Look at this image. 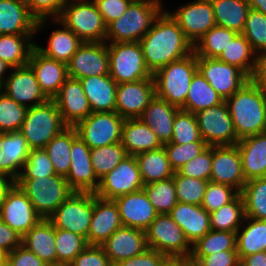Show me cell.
I'll list each match as a JSON object with an SVG mask.
<instances>
[{"label":"cell","mask_w":266,"mask_h":266,"mask_svg":"<svg viewBox=\"0 0 266 266\" xmlns=\"http://www.w3.org/2000/svg\"><path fill=\"white\" fill-rule=\"evenodd\" d=\"M139 42L145 64L152 74L193 52V45L166 10L154 20L150 30Z\"/></svg>","instance_id":"cell-1"},{"label":"cell","mask_w":266,"mask_h":266,"mask_svg":"<svg viewBox=\"0 0 266 266\" xmlns=\"http://www.w3.org/2000/svg\"><path fill=\"white\" fill-rule=\"evenodd\" d=\"M225 102L239 140L266 132V94L251 79Z\"/></svg>","instance_id":"cell-2"},{"label":"cell","mask_w":266,"mask_h":266,"mask_svg":"<svg viewBox=\"0 0 266 266\" xmlns=\"http://www.w3.org/2000/svg\"><path fill=\"white\" fill-rule=\"evenodd\" d=\"M163 9L161 0L132 1L121 17L107 25L105 41L139 42Z\"/></svg>","instance_id":"cell-3"},{"label":"cell","mask_w":266,"mask_h":266,"mask_svg":"<svg viewBox=\"0 0 266 266\" xmlns=\"http://www.w3.org/2000/svg\"><path fill=\"white\" fill-rule=\"evenodd\" d=\"M197 71V56L194 51L160 68L153 74L156 96L181 109Z\"/></svg>","instance_id":"cell-4"},{"label":"cell","mask_w":266,"mask_h":266,"mask_svg":"<svg viewBox=\"0 0 266 266\" xmlns=\"http://www.w3.org/2000/svg\"><path fill=\"white\" fill-rule=\"evenodd\" d=\"M16 184L31 201L35 211L45 219L74 192L66 178L60 175L18 178Z\"/></svg>","instance_id":"cell-5"},{"label":"cell","mask_w":266,"mask_h":266,"mask_svg":"<svg viewBox=\"0 0 266 266\" xmlns=\"http://www.w3.org/2000/svg\"><path fill=\"white\" fill-rule=\"evenodd\" d=\"M66 127L55 101L48 99L42 104L27 108L20 132L30 149H41Z\"/></svg>","instance_id":"cell-6"},{"label":"cell","mask_w":266,"mask_h":266,"mask_svg":"<svg viewBox=\"0 0 266 266\" xmlns=\"http://www.w3.org/2000/svg\"><path fill=\"white\" fill-rule=\"evenodd\" d=\"M58 20L82 42H105L107 25L93 0H69Z\"/></svg>","instance_id":"cell-7"},{"label":"cell","mask_w":266,"mask_h":266,"mask_svg":"<svg viewBox=\"0 0 266 266\" xmlns=\"http://www.w3.org/2000/svg\"><path fill=\"white\" fill-rule=\"evenodd\" d=\"M106 43L109 75L117 84L153 77L145 64L140 42Z\"/></svg>","instance_id":"cell-8"},{"label":"cell","mask_w":266,"mask_h":266,"mask_svg":"<svg viewBox=\"0 0 266 266\" xmlns=\"http://www.w3.org/2000/svg\"><path fill=\"white\" fill-rule=\"evenodd\" d=\"M145 233L148 248L165 256L190 258L192 245L168 214H158Z\"/></svg>","instance_id":"cell-9"},{"label":"cell","mask_w":266,"mask_h":266,"mask_svg":"<svg viewBox=\"0 0 266 266\" xmlns=\"http://www.w3.org/2000/svg\"><path fill=\"white\" fill-rule=\"evenodd\" d=\"M93 205L94 193L73 192L48 219L55 228L71 231L86 239Z\"/></svg>","instance_id":"cell-10"},{"label":"cell","mask_w":266,"mask_h":266,"mask_svg":"<svg viewBox=\"0 0 266 266\" xmlns=\"http://www.w3.org/2000/svg\"><path fill=\"white\" fill-rule=\"evenodd\" d=\"M124 121L116 112H92L74 127L78 137L93 149L121 142Z\"/></svg>","instance_id":"cell-11"},{"label":"cell","mask_w":266,"mask_h":266,"mask_svg":"<svg viewBox=\"0 0 266 266\" xmlns=\"http://www.w3.org/2000/svg\"><path fill=\"white\" fill-rule=\"evenodd\" d=\"M195 115L201 137L208 146H232L239 141L225 101Z\"/></svg>","instance_id":"cell-12"},{"label":"cell","mask_w":266,"mask_h":266,"mask_svg":"<svg viewBox=\"0 0 266 266\" xmlns=\"http://www.w3.org/2000/svg\"><path fill=\"white\" fill-rule=\"evenodd\" d=\"M139 165L135 155L125 157L117 167L100 179L96 196L114 200L125 194L143 189Z\"/></svg>","instance_id":"cell-13"},{"label":"cell","mask_w":266,"mask_h":266,"mask_svg":"<svg viewBox=\"0 0 266 266\" xmlns=\"http://www.w3.org/2000/svg\"><path fill=\"white\" fill-rule=\"evenodd\" d=\"M197 65L200 73L224 100L250 80L241 69L217 58L197 57Z\"/></svg>","instance_id":"cell-14"},{"label":"cell","mask_w":266,"mask_h":266,"mask_svg":"<svg viewBox=\"0 0 266 266\" xmlns=\"http://www.w3.org/2000/svg\"><path fill=\"white\" fill-rule=\"evenodd\" d=\"M183 30L186 39L194 46L216 25L210 0H196L168 12Z\"/></svg>","instance_id":"cell-15"},{"label":"cell","mask_w":266,"mask_h":266,"mask_svg":"<svg viewBox=\"0 0 266 266\" xmlns=\"http://www.w3.org/2000/svg\"><path fill=\"white\" fill-rule=\"evenodd\" d=\"M155 95L153 77L119 83L116 89V113L123 119L140 118Z\"/></svg>","instance_id":"cell-16"},{"label":"cell","mask_w":266,"mask_h":266,"mask_svg":"<svg viewBox=\"0 0 266 266\" xmlns=\"http://www.w3.org/2000/svg\"><path fill=\"white\" fill-rule=\"evenodd\" d=\"M67 73L75 79L109 74L106 41L83 42L67 63Z\"/></svg>","instance_id":"cell-17"},{"label":"cell","mask_w":266,"mask_h":266,"mask_svg":"<svg viewBox=\"0 0 266 266\" xmlns=\"http://www.w3.org/2000/svg\"><path fill=\"white\" fill-rule=\"evenodd\" d=\"M0 219L23 237L42 217L35 211L26 194L15 184L1 205Z\"/></svg>","instance_id":"cell-18"},{"label":"cell","mask_w":266,"mask_h":266,"mask_svg":"<svg viewBox=\"0 0 266 266\" xmlns=\"http://www.w3.org/2000/svg\"><path fill=\"white\" fill-rule=\"evenodd\" d=\"M0 90L15 102L33 107L44 103L48 98L41 91L36 75L29 65L12 68Z\"/></svg>","instance_id":"cell-19"},{"label":"cell","mask_w":266,"mask_h":266,"mask_svg":"<svg viewBox=\"0 0 266 266\" xmlns=\"http://www.w3.org/2000/svg\"><path fill=\"white\" fill-rule=\"evenodd\" d=\"M210 181L226 184L239 193L244 188V178L241 156L237 145L212 146V170Z\"/></svg>","instance_id":"cell-20"},{"label":"cell","mask_w":266,"mask_h":266,"mask_svg":"<svg viewBox=\"0 0 266 266\" xmlns=\"http://www.w3.org/2000/svg\"><path fill=\"white\" fill-rule=\"evenodd\" d=\"M65 178L74 192L95 193L100 184L93 170L91 149L78 136L72 142L71 165Z\"/></svg>","instance_id":"cell-21"},{"label":"cell","mask_w":266,"mask_h":266,"mask_svg":"<svg viewBox=\"0 0 266 266\" xmlns=\"http://www.w3.org/2000/svg\"><path fill=\"white\" fill-rule=\"evenodd\" d=\"M53 100L67 126H75L92 113L79 79L68 77Z\"/></svg>","instance_id":"cell-22"},{"label":"cell","mask_w":266,"mask_h":266,"mask_svg":"<svg viewBox=\"0 0 266 266\" xmlns=\"http://www.w3.org/2000/svg\"><path fill=\"white\" fill-rule=\"evenodd\" d=\"M124 227L146 230L158 213L144 189L114 199Z\"/></svg>","instance_id":"cell-23"},{"label":"cell","mask_w":266,"mask_h":266,"mask_svg":"<svg viewBox=\"0 0 266 266\" xmlns=\"http://www.w3.org/2000/svg\"><path fill=\"white\" fill-rule=\"evenodd\" d=\"M121 227L123 224L115 201L94 194L93 214L86 238L88 245L101 246Z\"/></svg>","instance_id":"cell-24"},{"label":"cell","mask_w":266,"mask_h":266,"mask_svg":"<svg viewBox=\"0 0 266 266\" xmlns=\"http://www.w3.org/2000/svg\"><path fill=\"white\" fill-rule=\"evenodd\" d=\"M28 65L34 71L41 91L48 99H53L68 78L67 64L45 56L34 47Z\"/></svg>","instance_id":"cell-25"},{"label":"cell","mask_w":266,"mask_h":266,"mask_svg":"<svg viewBox=\"0 0 266 266\" xmlns=\"http://www.w3.org/2000/svg\"><path fill=\"white\" fill-rule=\"evenodd\" d=\"M101 246L113 266L148 248L144 230L124 226L116 230Z\"/></svg>","instance_id":"cell-26"},{"label":"cell","mask_w":266,"mask_h":266,"mask_svg":"<svg viewBox=\"0 0 266 266\" xmlns=\"http://www.w3.org/2000/svg\"><path fill=\"white\" fill-rule=\"evenodd\" d=\"M0 149L4 156L0 162V173L16 181L31 149L20 131L0 133Z\"/></svg>","instance_id":"cell-27"},{"label":"cell","mask_w":266,"mask_h":266,"mask_svg":"<svg viewBox=\"0 0 266 266\" xmlns=\"http://www.w3.org/2000/svg\"><path fill=\"white\" fill-rule=\"evenodd\" d=\"M168 215L181 227L191 245L211 230L210 213L201 205L177 202Z\"/></svg>","instance_id":"cell-28"},{"label":"cell","mask_w":266,"mask_h":266,"mask_svg":"<svg viewBox=\"0 0 266 266\" xmlns=\"http://www.w3.org/2000/svg\"><path fill=\"white\" fill-rule=\"evenodd\" d=\"M36 23L25 0H0V35H34Z\"/></svg>","instance_id":"cell-29"},{"label":"cell","mask_w":266,"mask_h":266,"mask_svg":"<svg viewBox=\"0 0 266 266\" xmlns=\"http://www.w3.org/2000/svg\"><path fill=\"white\" fill-rule=\"evenodd\" d=\"M246 181L264 178L266 173V132L244 137L237 142Z\"/></svg>","instance_id":"cell-30"},{"label":"cell","mask_w":266,"mask_h":266,"mask_svg":"<svg viewBox=\"0 0 266 266\" xmlns=\"http://www.w3.org/2000/svg\"><path fill=\"white\" fill-rule=\"evenodd\" d=\"M92 112H116L117 83L109 74L79 79Z\"/></svg>","instance_id":"cell-31"},{"label":"cell","mask_w":266,"mask_h":266,"mask_svg":"<svg viewBox=\"0 0 266 266\" xmlns=\"http://www.w3.org/2000/svg\"><path fill=\"white\" fill-rule=\"evenodd\" d=\"M178 107L155 95L144 109L140 120L149 126L162 144L169 143L173 135V121Z\"/></svg>","instance_id":"cell-32"},{"label":"cell","mask_w":266,"mask_h":266,"mask_svg":"<svg viewBox=\"0 0 266 266\" xmlns=\"http://www.w3.org/2000/svg\"><path fill=\"white\" fill-rule=\"evenodd\" d=\"M22 245L46 264L57 265L55 227L49 219L42 218L23 237Z\"/></svg>","instance_id":"cell-33"},{"label":"cell","mask_w":266,"mask_h":266,"mask_svg":"<svg viewBox=\"0 0 266 266\" xmlns=\"http://www.w3.org/2000/svg\"><path fill=\"white\" fill-rule=\"evenodd\" d=\"M121 143L128 155H136L163 146L149 126L140 118L125 119Z\"/></svg>","instance_id":"cell-34"},{"label":"cell","mask_w":266,"mask_h":266,"mask_svg":"<svg viewBox=\"0 0 266 266\" xmlns=\"http://www.w3.org/2000/svg\"><path fill=\"white\" fill-rule=\"evenodd\" d=\"M53 21L61 25V29L51 33L47 48L38 44H35V47L45 56L67 64L83 42L58 19Z\"/></svg>","instance_id":"cell-35"},{"label":"cell","mask_w":266,"mask_h":266,"mask_svg":"<svg viewBox=\"0 0 266 266\" xmlns=\"http://www.w3.org/2000/svg\"><path fill=\"white\" fill-rule=\"evenodd\" d=\"M144 185L172 178V168L164 146L135 155Z\"/></svg>","instance_id":"cell-36"},{"label":"cell","mask_w":266,"mask_h":266,"mask_svg":"<svg viewBox=\"0 0 266 266\" xmlns=\"http://www.w3.org/2000/svg\"><path fill=\"white\" fill-rule=\"evenodd\" d=\"M215 23L218 26L242 34L250 9L248 0H210Z\"/></svg>","instance_id":"cell-37"},{"label":"cell","mask_w":266,"mask_h":266,"mask_svg":"<svg viewBox=\"0 0 266 266\" xmlns=\"http://www.w3.org/2000/svg\"><path fill=\"white\" fill-rule=\"evenodd\" d=\"M244 222L247 224H242L236 232V251L240 260L244 256L265 251L266 247V220L245 217Z\"/></svg>","instance_id":"cell-38"},{"label":"cell","mask_w":266,"mask_h":266,"mask_svg":"<svg viewBox=\"0 0 266 266\" xmlns=\"http://www.w3.org/2000/svg\"><path fill=\"white\" fill-rule=\"evenodd\" d=\"M34 35L1 34L0 58L11 68L28 65L31 51L35 47Z\"/></svg>","instance_id":"cell-39"},{"label":"cell","mask_w":266,"mask_h":266,"mask_svg":"<svg viewBox=\"0 0 266 266\" xmlns=\"http://www.w3.org/2000/svg\"><path fill=\"white\" fill-rule=\"evenodd\" d=\"M78 136L74 126H67L44 148L53 163L56 175L66 177L71 165V147Z\"/></svg>","instance_id":"cell-40"},{"label":"cell","mask_w":266,"mask_h":266,"mask_svg":"<svg viewBox=\"0 0 266 266\" xmlns=\"http://www.w3.org/2000/svg\"><path fill=\"white\" fill-rule=\"evenodd\" d=\"M224 101L223 97L211 87L198 70L194 74L185 104L181 109L196 114L203 109L218 105Z\"/></svg>","instance_id":"cell-41"},{"label":"cell","mask_w":266,"mask_h":266,"mask_svg":"<svg viewBox=\"0 0 266 266\" xmlns=\"http://www.w3.org/2000/svg\"><path fill=\"white\" fill-rule=\"evenodd\" d=\"M217 59L238 67L251 78L256 67L257 55L253 52L245 36L238 34Z\"/></svg>","instance_id":"cell-42"},{"label":"cell","mask_w":266,"mask_h":266,"mask_svg":"<svg viewBox=\"0 0 266 266\" xmlns=\"http://www.w3.org/2000/svg\"><path fill=\"white\" fill-rule=\"evenodd\" d=\"M245 217L244 202L239 193L231 202L210 213V227L213 230L237 232Z\"/></svg>","instance_id":"cell-43"},{"label":"cell","mask_w":266,"mask_h":266,"mask_svg":"<svg viewBox=\"0 0 266 266\" xmlns=\"http://www.w3.org/2000/svg\"><path fill=\"white\" fill-rule=\"evenodd\" d=\"M238 35L235 31L215 25L193 46L197 57L217 58Z\"/></svg>","instance_id":"cell-44"},{"label":"cell","mask_w":266,"mask_h":266,"mask_svg":"<svg viewBox=\"0 0 266 266\" xmlns=\"http://www.w3.org/2000/svg\"><path fill=\"white\" fill-rule=\"evenodd\" d=\"M246 217L266 220V178L246 181L240 192Z\"/></svg>","instance_id":"cell-45"},{"label":"cell","mask_w":266,"mask_h":266,"mask_svg":"<svg viewBox=\"0 0 266 266\" xmlns=\"http://www.w3.org/2000/svg\"><path fill=\"white\" fill-rule=\"evenodd\" d=\"M227 250H236V232L211 229L192 245L191 256H207Z\"/></svg>","instance_id":"cell-46"},{"label":"cell","mask_w":266,"mask_h":266,"mask_svg":"<svg viewBox=\"0 0 266 266\" xmlns=\"http://www.w3.org/2000/svg\"><path fill=\"white\" fill-rule=\"evenodd\" d=\"M121 142L91 149V161L95 175L100 180L127 157Z\"/></svg>","instance_id":"cell-47"},{"label":"cell","mask_w":266,"mask_h":266,"mask_svg":"<svg viewBox=\"0 0 266 266\" xmlns=\"http://www.w3.org/2000/svg\"><path fill=\"white\" fill-rule=\"evenodd\" d=\"M143 189L158 214H168L178 202L173 177L146 184Z\"/></svg>","instance_id":"cell-48"},{"label":"cell","mask_w":266,"mask_h":266,"mask_svg":"<svg viewBox=\"0 0 266 266\" xmlns=\"http://www.w3.org/2000/svg\"><path fill=\"white\" fill-rule=\"evenodd\" d=\"M88 243L86 239L71 231L55 228L57 265L68 266Z\"/></svg>","instance_id":"cell-49"},{"label":"cell","mask_w":266,"mask_h":266,"mask_svg":"<svg viewBox=\"0 0 266 266\" xmlns=\"http://www.w3.org/2000/svg\"><path fill=\"white\" fill-rule=\"evenodd\" d=\"M205 142L200 134L196 115L179 109L173 121V135L169 143L188 144Z\"/></svg>","instance_id":"cell-50"},{"label":"cell","mask_w":266,"mask_h":266,"mask_svg":"<svg viewBox=\"0 0 266 266\" xmlns=\"http://www.w3.org/2000/svg\"><path fill=\"white\" fill-rule=\"evenodd\" d=\"M242 34L249 41L253 52L266 54V15L250 8Z\"/></svg>","instance_id":"cell-51"},{"label":"cell","mask_w":266,"mask_h":266,"mask_svg":"<svg viewBox=\"0 0 266 266\" xmlns=\"http://www.w3.org/2000/svg\"><path fill=\"white\" fill-rule=\"evenodd\" d=\"M173 180L178 202L192 205L202 204L209 181L180 175L177 171H175Z\"/></svg>","instance_id":"cell-52"},{"label":"cell","mask_w":266,"mask_h":266,"mask_svg":"<svg viewBox=\"0 0 266 266\" xmlns=\"http://www.w3.org/2000/svg\"><path fill=\"white\" fill-rule=\"evenodd\" d=\"M27 107L0 90V133L20 131Z\"/></svg>","instance_id":"cell-53"},{"label":"cell","mask_w":266,"mask_h":266,"mask_svg":"<svg viewBox=\"0 0 266 266\" xmlns=\"http://www.w3.org/2000/svg\"><path fill=\"white\" fill-rule=\"evenodd\" d=\"M168 160L175 171L201 154L207 147L206 142H192L186 145L165 143L163 144Z\"/></svg>","instance_id":"cell-54"},{"label":"cell","mask_w":266,"mask_h":266,"mask_svg":"<svg viewBox=\"0 0 266 266\" xmlns=\"http://www.w3.org/2000/svg\"><path fill=\"white\" fill-rule=\"evenodd\" d=\"M19 178H38L56 175L46 150L31 149Z\"/></svg>","instance_id":"cell-55"},{"label":"cell","mask_w":266,"mask_h":266,"mask_svg":"<svg viewBox=\"0 0 266 266\" xmlns=\"http://www.w3.org/2000/svg\"><path fill=\"white\" fill-rule=\"evenodd\" d=\"M239 192L233 187L215 182H208L201 206L209 213L231 202Z\"/></svg>","instance_id":"cell-56"},{"label":"cell","mask_w":266,"mask_h":266,"mask_svg":"<svg viewBox=\"0 0 266 266\" xmlns=\"http://www.w3.org/2000/svg\"><path fill=\"white\" fill-rule=\"evenodd\" d=\"M30 14L37 20L36 31L42 29L48 18L58 19L69 0H25ZM51 16V17H49Z\"/></svg>","instance_id":"cell-57"},{"label":"cell","mask_w":266,"mask_h":266,"mask_svg":"<svg viewBox=\"0 0 266 266\" xmlns=\"http://www.w3.org/2000/svg\"><path fill=\"white\" fill-rule=\"evenodd\" d=\"M212 170V146H208L201 154L183 165L177 172L191 178L210 181Z\"/></svg>","instance_id":"cell-58"},{"label":"cell","mask_w":266,"mask_h":266,"mask_svg":"<svg viewBox=\"0 0 266 266\" xmlns=\"http://www.w3.org/2000/svg\"><path fill=\"white\" fill-rule=\"evenodd\" d=\"M193 266H240L236 250L220 251L207 256H190Z\"/></svg>","instance_id":"cell-59"},{"label":"cell","mask_w":266,"mask_h":266,"mask_svg":"<svg viewBox=\"0 0 266 266\" xmlns=\"http://www.w3.org/2000/svg\"><path fill=\"white\" fill-rule=\"evenodd\" d=\"M68 266H113L102 246L88 245Z\"/></svg>","instance_id":"cell-60"},{"label":"cell","mask_w":266,"mask_h":266,"mask_svg":"<svg viewBox=\"0 0 266 266\" xmlns=\"http://www.w3.org/2000/svg\"><path fill=\"white\" fill-rule=\"evenodd\" d=\"M106 25L121 17L131 0H93Z\"/></svg>","instance_id":"cell-61"},{"label":"cell","mask_w":266,"mask_h":266,"mask_svg":"<svg viewBox=\"0 0 266 266\" xmlns=\"http://www.w3.org/2000/svg\"><path fill=\"white\" fill-rule=\"evenodd\" d=\"M44 263L25 246L20 245L5 255V266H44Z\"/></svg>","instance_id":"cell-62"},{"label":"cell","mask_w":266,"mask_h":266,"mask_svg":"<svg viewBox=\"0 0 266 266\" xmlns=\"http://www.w3.org/2000/svg\"><path fill=\"white\" fill-rule=\"evenodd\" d=\"M166 257L159 251L147 248L143 253L123 260L115 266H160Z\"/></svg>","instance_id":"cell-63"},{"label":"cell","mask_w":266,"mask_h":266,"mask_svg":"<svg viewBox=\"0 0 266 266\" xmlns=\"http://www.w3.org/2000/svg\"><path fill=\"white\" fill-rule=\"evenodd\" d=\"M20 245H22V235L0 219V251L7 255Z\"/></svg>","instance_id":"cell-64"},{"label":"cell","mask_w":266,"mask_h":266,"mask_svg":"<svg viewBox=\"0 0 266 266\" xmlns=\"http://www.w3.org/2000/svg\"><path fill=\"white\" fill-rule=\"evenodd\" d=\"M250 79L266 94V54L257 56L256 67Z\"/></svg>","instance_id":"cell-65"},{"label":"cell","mask_w":266,"mask_h":266,"mask_svg":"<svg viewBox=\"0 0 266 266\" xmlns=\"http://www.w3.org/2000/svg\"><path fill=\"white\" fill-rule=\"evenodd\" d=\"M240 266H266V251L244 256L240 260Z\"/></svg>","instance_id":"cell-66"},{"label":"cell","mask_w":266,"mask_h":266,"mask_svg":"<svg viewBox=\"0 0 266 266\" xmlns=\"http://www.w3.org/2000/svg\"><path fill=\"white\" fill-rule=\"evenodd\" d=\"M16 184L12 178L0 173V208L6 199L7 193Z\"/></svg>","instance_id":"cell-67"},{"label":"cell","mask_w":266,"mask_h":266,"mask_svg":"<svg viewBox=\"0 0 266 266\" xmlns=\"http://www.w3.org/2000/svg\"><path fill=\"white\" fill-rule=\"evenodd\" d=\"M160 266H193L188 257H171L167 256Z\"/></svg>","instance_id":"cell-68"},{"label":"cell","mask_w":266,"mask_h":266,"mask_svg":"<svg viewBox=\"0 0 266 266\" xmlns=\"http://www.w3.org/2000/svg\"><path fill=\"white\" fill-rule=\"evenodd\" d=\"M250 8L260 11L266 15V0H248Z\"/></svg>","instance_id":"cell-69"},{"label":"cell","mask_w":266,"mask_h":266,"mask_svg":"<svg viewBox=\"0 0 266 266\" xmlns=\"http://www.w3.org/2000/svg\"><path fill=\"white\" fill-rule=\"evenodd\" d=\"M10 71V69H12L4 60H2L0 58V87L4 84V82L6 81L5 78V72L6 71Z\"/></svg>","instance_id":"cell-70"},{"label":"cell","mask_w":266,"mask_h":266,"mask_svg":"<svg viewBox=\"0 0 266 266\" xmlns=\"http://www.w3.org/2000/svg\"><path fill=\"white\" fill-rule=\"evenodd\" d=\"M0 266H5V254L0 251Z\"/></svg>","instance_id":"cell-71"},{"label":"cell","mask_w":266,"mask_h":266,"mask_svg":"<svg viewBox=\"0 0 266 266\" xmlns=\"http://www.w3.org/2000/svg\"><path fill=\"white\" fill-rule=\"evenodd\" d=\"M3 154L1 153V149H0V162H1V160L3 159Z\"/></svg>","instance_id":"cell-72"},{"label":"cell","mask_w":266,"mask_h":266,"mask_svg":"<svg viewBox=\"0 0 266 266\" xmlns=\"http://www.w3.org/2000/svg\"><path fill=\"white\" fill-rule=\"evenodd\" d=\"M44 266H62V265H52V264H46Z\"/></svg>","instance_id":"cell-73"}]
</instances>
